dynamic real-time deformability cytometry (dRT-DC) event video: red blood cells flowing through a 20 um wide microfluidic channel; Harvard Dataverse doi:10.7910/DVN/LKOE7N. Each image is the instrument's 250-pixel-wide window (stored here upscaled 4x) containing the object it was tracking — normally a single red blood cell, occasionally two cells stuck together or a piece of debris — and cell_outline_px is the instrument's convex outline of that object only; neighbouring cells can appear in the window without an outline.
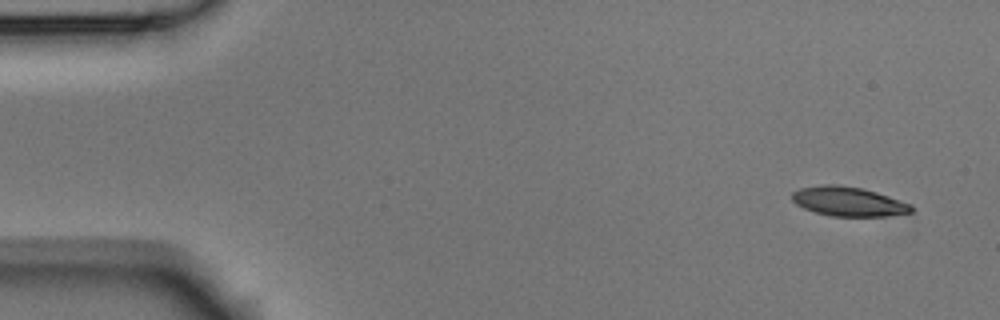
{"species": "Egyptian fruit bat (a non-hibernating species)", "species_latin": "Rousettus aegyptiacus", "temperature_condition": "room temperature", "stored_images_in_passage": 5, "camera_frame_rate_fps": 3000, "um_per_image_px": 0.085, "animal": {"sex": "male"}, "frame": {"image": 1, "passage_image": 1, "time_ms": 0.0, "image_size_px": [1000, 320], "cell_outline_px": [[912, 212], [888, 216], [832, 216], [816, 212], [804, 208], [796, 204], [792, 200], [792, 192], [800, 188], [824, 184], [840, 184], [860, 188], [876, 192], [912, 204]], "centroid_in_image_um": [72.11, 17.12], "position_along_channel_um": 12.9, "area_um2": 20.35}}
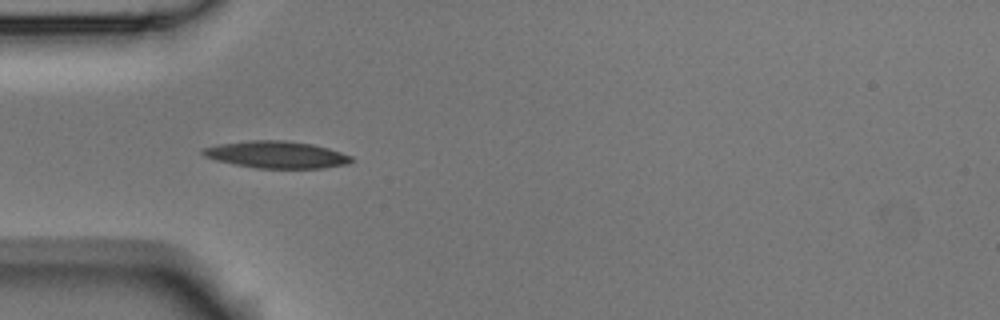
{"frame": {"image": 2, "passage_image": 4, "time_ms": 1.0, "image_size_px": [1000, 320], "cell_outline_px": [[352, 160], [348, 164], [324, 168], [256, 168], [216, 160], [204, 156], [200, 152], [204, 148], [220, 144], [252, 140], [284, 140], [312, 144], [328, 148], [352, 156]], "centroid_in_image_um": [23.52, 13.14], "position_along_channel_um": 61.5, "area_um2": 23.18}}
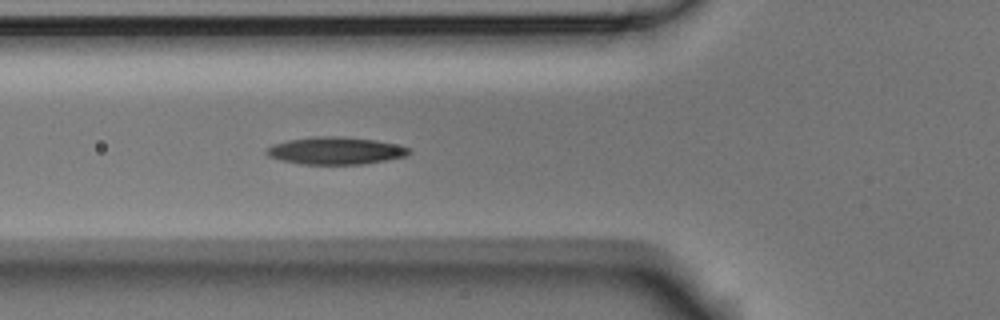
{"frame": {"image": 3, "passage_image": 5, "time_ms": 1.333, "image_size_px": [1000, 320], "cell_outline_px": [[412, 152], [408, 156], [388, 160], [364, 164], [300, 164], [280, 160], [268, 156], [264, 152], [272, 144], [288, 140], [316, 136], [340, 136], [376, 140], [396, 144], [412, 148]], "centroid_in_image_um": [28.56, 12.81], "position_along_channel_um": 97.2, "area_um2": 23.0}}